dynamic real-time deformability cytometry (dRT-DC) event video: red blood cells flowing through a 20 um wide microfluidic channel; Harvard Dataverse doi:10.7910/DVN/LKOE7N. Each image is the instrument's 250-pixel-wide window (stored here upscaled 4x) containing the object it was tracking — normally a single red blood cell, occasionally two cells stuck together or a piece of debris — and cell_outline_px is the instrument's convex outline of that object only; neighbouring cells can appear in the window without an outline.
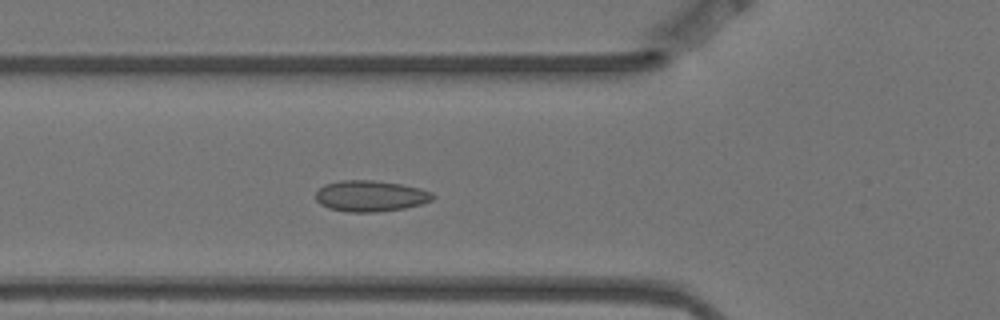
{"species": "Egyptian fruit bat (a non-hibernating species)", "species_latin": "Rousettus aegyptiacus", "temperature_condition": "warm", "stored_images_in_passage": 5, "camera_frame_rate_fps": 3000, "um_per_image_px": 0.085, "animal": {"sex": "female"}, "frame": {"image": 1, "passage_image": 5, "time_ms": 1.333, "image_size_px": [1000, 320], "cell_outline_px": [[436, 196], [432, 200], [420, 204], [404, 208], [376, 212], [344, 212], [328, 208], [320, 204], [316, 200], [316, 192], [324, 184], [340, 180], [372, 180], [400, 184], [420, 188], [432, 192]], "centroid_in_image_um": [31.47, 16.66], "position_along_channel_um": 94.3, "area_um2": 21.27}}